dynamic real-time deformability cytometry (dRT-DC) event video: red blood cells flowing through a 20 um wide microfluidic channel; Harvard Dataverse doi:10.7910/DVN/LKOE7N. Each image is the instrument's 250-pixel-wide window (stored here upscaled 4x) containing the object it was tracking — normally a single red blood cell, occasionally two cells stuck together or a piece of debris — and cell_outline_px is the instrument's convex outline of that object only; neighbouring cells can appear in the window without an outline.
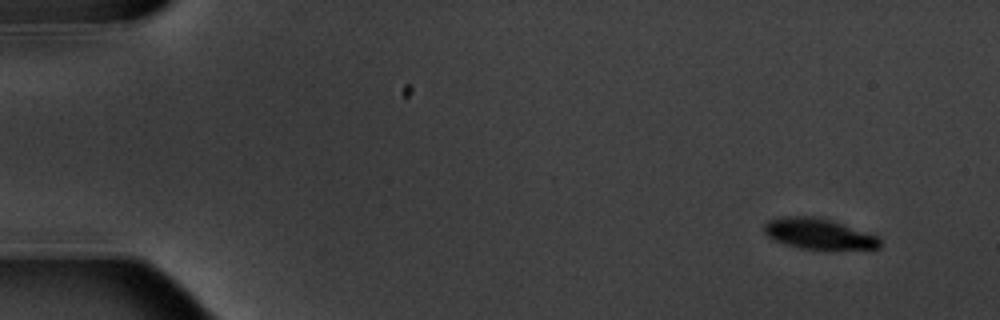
{"species": "common noctule bat (a hibernating species)", "species_latin": "Nyctalus noctula", "temperature_condition": "warm", "stored_images_in_passage": 7, "camera_frame_rate_fps": 3000, "um_per_image_px": 0.085, "animal": {"sex": "male", "body_mass_g": 20.1, "forearm_length_mm": 53.5}, "frame": {"image": 1, "passage_image": 1, "time_ms": 0.0, "image_size_px": [1000, 320], "cell_outline_px": [[880, 248], [800, 248], [776, 240], [768, 236], [764, 232], [764, 224], [768, 220], [784, 216], [812, 216], [828, 220], [880, 236]], "centroid_in_image_um": [69.57, 19.85], "position_along_channel_um": 15.4, "area_um2": 20.0}}
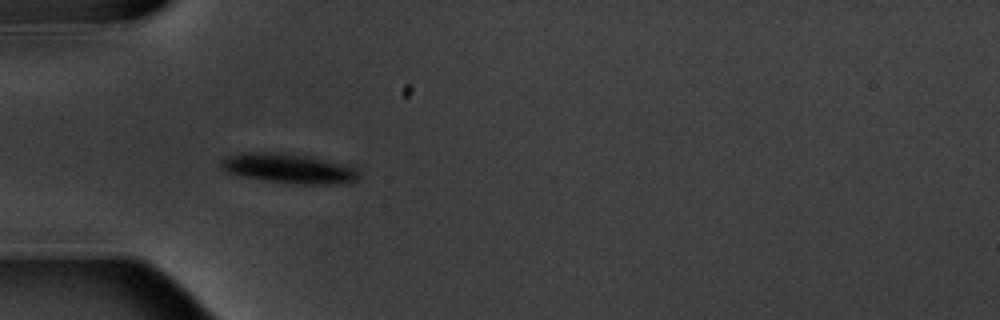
{"frame": {"image": 2, "passage_image": 5, "time_ms": 4.667, "image_size_px": [1000, 320], "cell_outline_px": [[360, 176], [356, 180], [348, 184], [304, 184], [264, 180], [244, 176], [228, 172], [220, 168], [220, 160], [224, 156], [244, 152], [280, 152], [308, 156], [344, 164], [356, 168]], "centroid_in_image_um": [24.54, 14.31], "position_along_channel_um": 60.5, "area_um2": 23.93}}